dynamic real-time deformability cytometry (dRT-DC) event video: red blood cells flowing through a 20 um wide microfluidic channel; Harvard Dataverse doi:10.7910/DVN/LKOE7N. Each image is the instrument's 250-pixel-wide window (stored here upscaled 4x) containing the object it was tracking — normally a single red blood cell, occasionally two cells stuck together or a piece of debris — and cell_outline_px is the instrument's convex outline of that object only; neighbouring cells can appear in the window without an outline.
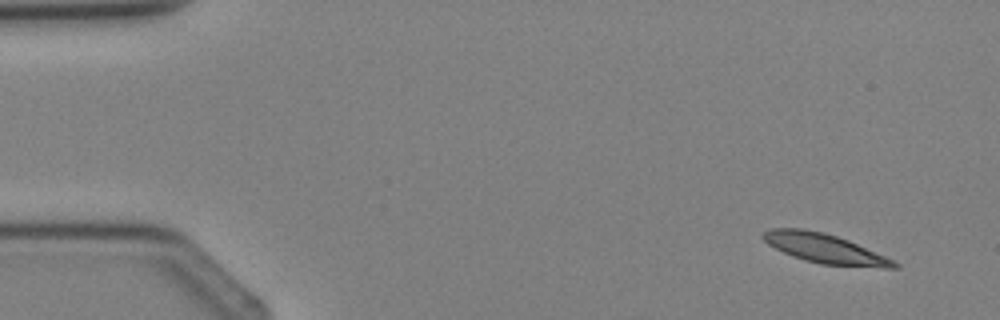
{"species": "Egyptian fruit bat (a non-hibernating species)", "species_latin": "Rousettus aegyptiacus", "temperature_condition": "cold", "stored_images_in_passage": 3, "camera_frame_rate_fps": 3000, "um_per_image_px": 0.085, "animal": {"sex": "female"}, "frame": {"image": 1, "passage_image": 1, "time_ms": 0.0, "image_size_px": [1000, 320], "cell_outline_px": [[900, 268], [884, 268], [820, 264], [804, 260], [792, 256], [768, 244], [760, 236], [768, 228], [800, 228], [824, 232], [848, 240], [884, 256], [900, 264]], "centroid_in_image_um": [70.08, 21.12], "position_along_channel_um": 14.9, "area_um2": 22.37}}
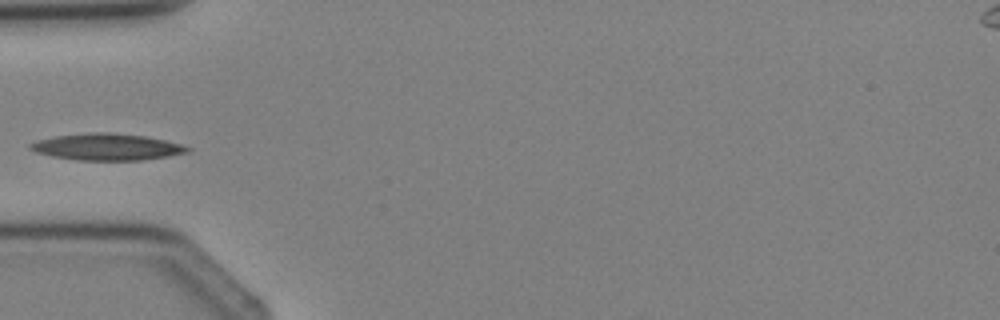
{"frame": {"image": 2, "passage_image": 3, "time_ms": 3.333, "image_size_px": [1000, 320], "cell_outline_px": [[192, 148], [188, 152], [168, 156], [140, 160], [76, 160], [52, 156], [36, 152], [28, 148], [28, 144], [36, 140], [52, 136], [92, 132], [112, 132], [144, 136], [164, 140], [180, 144]], "centroid_in_image_um": [9.03, 12.48], "position_along_channel_um": 76.0, "area_um2": 24.45}}